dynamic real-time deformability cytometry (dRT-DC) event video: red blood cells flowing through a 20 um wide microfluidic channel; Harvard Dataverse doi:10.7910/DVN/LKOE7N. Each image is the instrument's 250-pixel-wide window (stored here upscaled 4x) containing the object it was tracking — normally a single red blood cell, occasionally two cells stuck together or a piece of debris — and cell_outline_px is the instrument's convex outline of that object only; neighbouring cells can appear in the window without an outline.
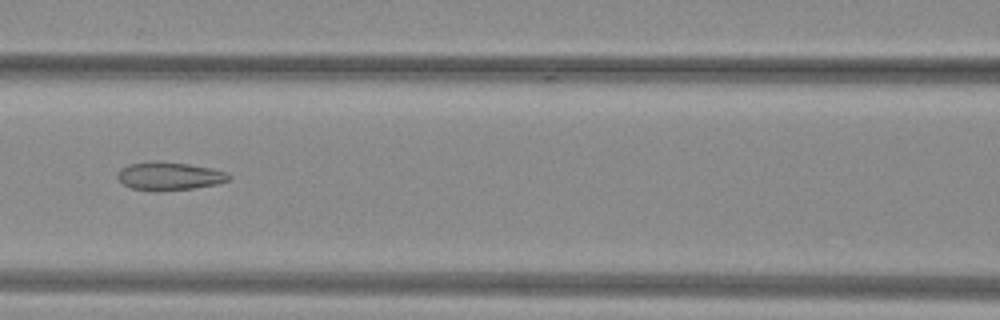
{"species": "common noctule bat (a hibernating species)", "species_latin": "Nyctalus noctula", "temperature_condition": "warm", "stored_images_in_passage": 39, "camera_frame_rate_fps": 3000, "um_per_image_px": 0.085, "animal": {"sex": "female", "body_mass_g": 29.2, "forearm_length_mm": 56.3}, "frame": {"image": 1, "passage_image": 11, "time_ms": 3.333, "image_size_px": [1000, 320], "cell_outline_px": [[232, 176], [228, 180], [216, 184], [192, 188], [156, 192], [152, 192], [132, 188], [124, 184], [116, 176], [116, 172], [120, 168], [128, 164], [188, 164], [212, 168], [224, 172]], "centroid_in_image_um": [14.38, 15.02], "position_along_channel_um": 152.2, "area_um2": 17.57}}
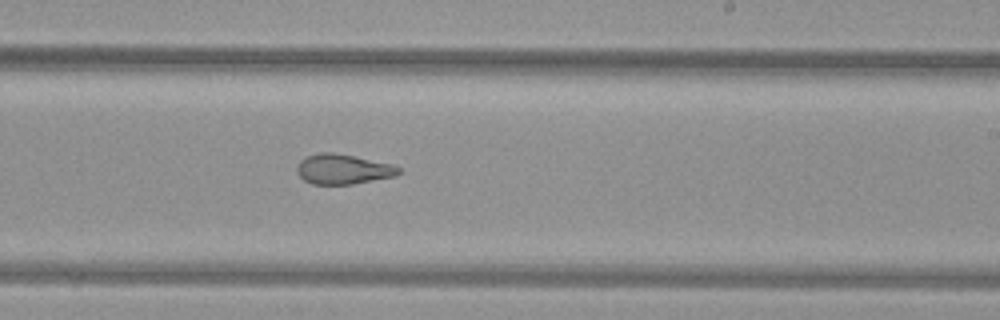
{"frame": {"image": 2, "passage_image": 19, "time_ms": 6.0, "image_size_px": [1000, 320], "cell_outline_px": [[404, 172], [396, 176], [352, 184], [312, 184], [304, 180], [296, 172], [296, 168], [300, 160], [308, 156], [320, 152], [332, 152], [392, 164], [400, 168]], "centroid_in_image_um": [29.17, 14.39], "position_along_channel_um": 259.8, "area_um2": 17.74}}
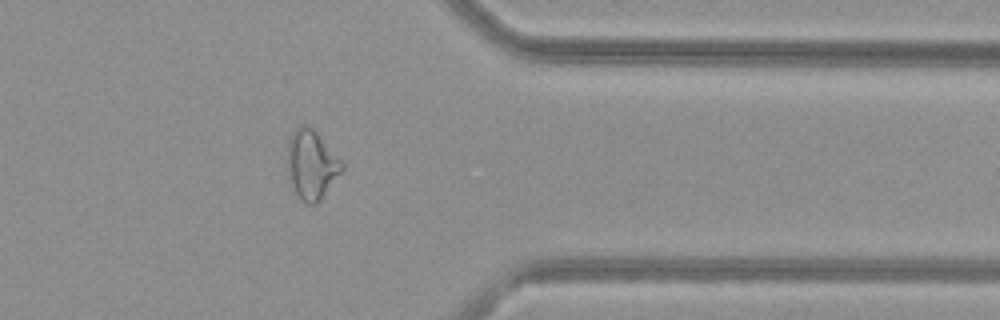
{"frame": {"image": 3, "passage_image": 29, "time_ms": 9.333, "image_size_px": [1000, 320], "cell_outline_px": [[344, 168], [316, 204], [308, 204], [300, 200], [292, 188], [288, 176], [288, 140], [292, 132], [300, 124], [304, 124], [312, 128], [316, 132], [344, 164]], "centroid_in_image_um": [26.45, 13.99], "position_along_channel_um": 385.0, "area_um2": 21.68}, "authors_computed_cell_mechanics": {"area_um2": 19.5364, "velocity_mm_per_s": 4.0497, "shape_relaxation_time_tau1_ms": null, "shape_relaxation_time_tau2_ms": 2.1988, "deformation_change_tau1": null, "deformation_change_tau2": 0.0965}}